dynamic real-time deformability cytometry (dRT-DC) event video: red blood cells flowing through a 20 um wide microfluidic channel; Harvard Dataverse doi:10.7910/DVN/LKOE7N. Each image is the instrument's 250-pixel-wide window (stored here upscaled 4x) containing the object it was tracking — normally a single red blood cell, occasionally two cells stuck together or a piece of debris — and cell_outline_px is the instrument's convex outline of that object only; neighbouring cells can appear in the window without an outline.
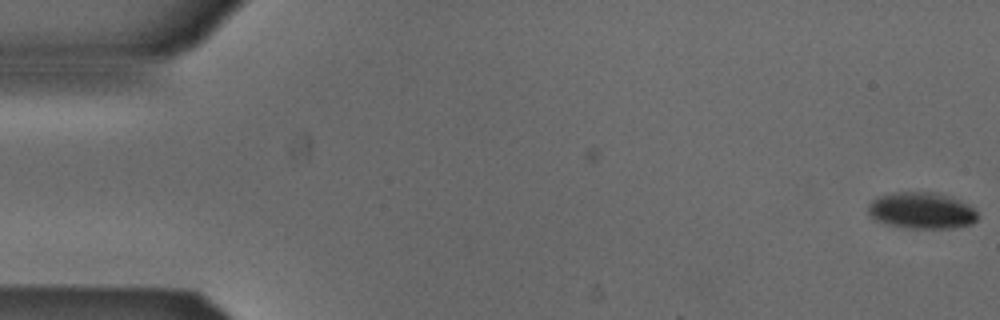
{"species": "Egyptian fruit bat (a non-hibernating species)", "species_latin": "Rousettus aegyptiacus", "temperature_condition": "cold", "stored_images_in_passage": 3, "camera_frame_rate_fps": 3000, "um_per_image_px": 0.085, "animal": {"sex": "male"}, "frame": {"image": 1, "passage_image": 3, "time_ms": 0.667, "image_size_px": [1000, 320], "cell_outline_px": [[976, 220], [972, 224], [952, 228], [908, 228], [888, 224], [876, 220], [868, 212], [868, 204], [872, 200], [880, 196], [892, 192], [936, 192], [952, 196], [968, 204], [976, 212]], "centroid_in_image_um": [78.34, 17.88], "position_along_channel_um": 6.7, "area_um2": 23.24}}